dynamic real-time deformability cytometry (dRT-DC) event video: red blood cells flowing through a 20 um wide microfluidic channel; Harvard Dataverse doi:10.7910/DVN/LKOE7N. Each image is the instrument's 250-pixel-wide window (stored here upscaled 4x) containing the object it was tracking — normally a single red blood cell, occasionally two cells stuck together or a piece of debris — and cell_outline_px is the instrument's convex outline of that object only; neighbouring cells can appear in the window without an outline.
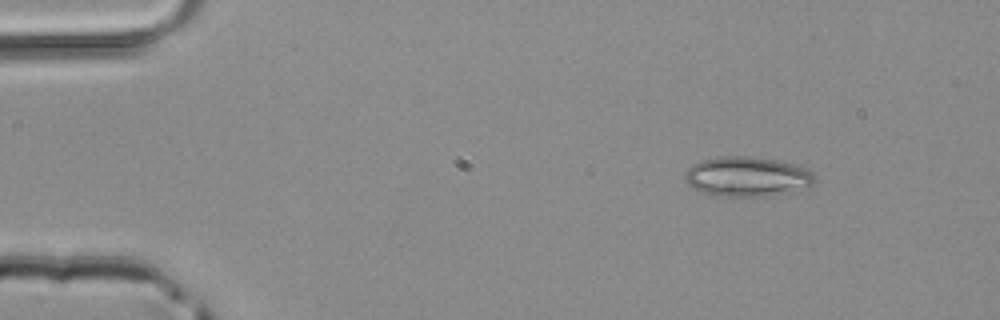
{"species": "common noctule bat (a hibernating species)", "species_latin": "Nyctalus noctula", "temperature_condition": "room temperature", "stored_images_in_passage": 45, "camera_frame_rate_fps": 3000, "um_per_image_px": 0.085, "animal": {"sex": "male", "body_mass_g": 20.4}, "frame": {"image": 1, "passage_image": 2, "time_ms": 0.333, "image_size_px": [1000, 320], "cell_outline_px": [[816, 180], [812, 184], [764, 196], [716, 196], [704, 192], [688, 184], [684, 176], [684, 172], [692, 164], [704, 160], [724, 156], [744, 156], [776, 160], [792, 164], [804, 168], [812, 172], [816, 176]], "centroid_in_image_um": [63.44, 14.99], "position_along_channel_um": 21.6, "area_um2": 29.25}}
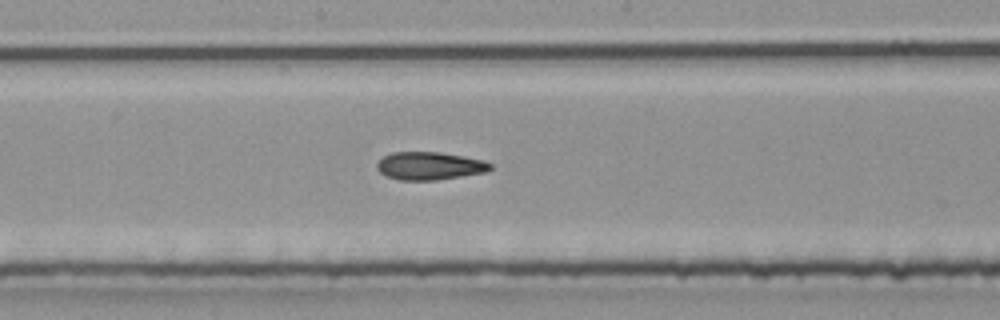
{"frame": {"image": 2, "passage_image": 22, "time_ms": 7.0, "image_size_px": [1000, 320], "cell_outline_px": [[492, 168], [484, 172], [436, 180], [400, 180], [388, 176], [380, 172], [376, 168], [376, 164], [384, 156], [392, 152], [440, 152], [464, 156], [484, 160], [492, 164]], "centroid_in_image_um": [36.51, 14.09], "position_along_channel_um": 211.7, "area_um2": 18.32}}
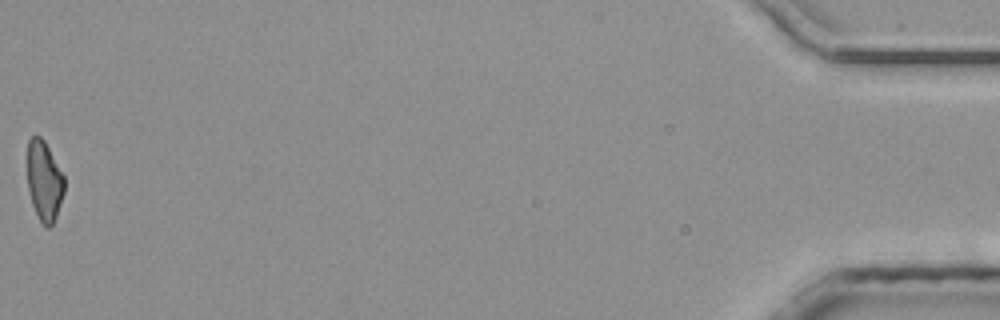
{"frame": {"image": 3, "passage_image": 45, "time_ms": 14.667, "image_size_px": [1000, 320], "cell_outline_px": [[64, 192], [56, 216], [52, 224], [48, 228], [44, 228], [32, 204], [28, 188], [28, 140], [32, 136], [40, 136], [44, 140], [64, 176]], "centroid_in_image_um": [3.76, 15.39], "position_along_channel_um": 431.4, "area_um2": 16.99}}